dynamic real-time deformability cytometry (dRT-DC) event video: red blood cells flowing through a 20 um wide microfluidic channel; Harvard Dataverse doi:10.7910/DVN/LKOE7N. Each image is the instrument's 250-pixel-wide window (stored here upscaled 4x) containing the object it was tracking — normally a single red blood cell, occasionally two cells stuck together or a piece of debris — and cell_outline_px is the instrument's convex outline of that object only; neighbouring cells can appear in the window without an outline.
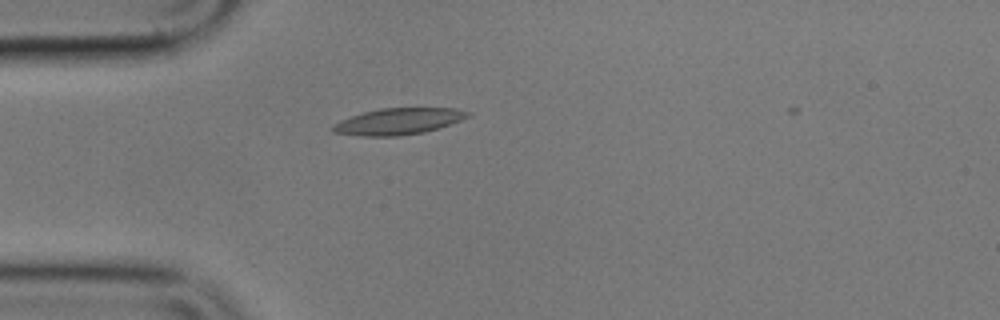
{"species": "common noctule bat (a hibernating species)", "species_latin": "Nyctalus noctula", "temperature_condition": "cold", "stored_images_in_passage": 44, "camera_frame_rate_fps": 3000, "um_per_image_px": 0.085, "animal": {"sex": "male", "body_mass_g": 17.9}, "frame": {"image": 1, "passage_image": 5, "time_ms": 1.333, "image_size_px": [1000, 320], "cell_outline_px": [[472, 112], [468, 116], [460, 120], [424, 132], [400, 136], [360, 136], [332, 132], [332, 124], [352, 116], [364, 112], [380, 108], [456, 108]], "centroid_in_image_um": [33.84, 10.31], "position_along_channel_um": 51.2, "area_um2": 20.58}}
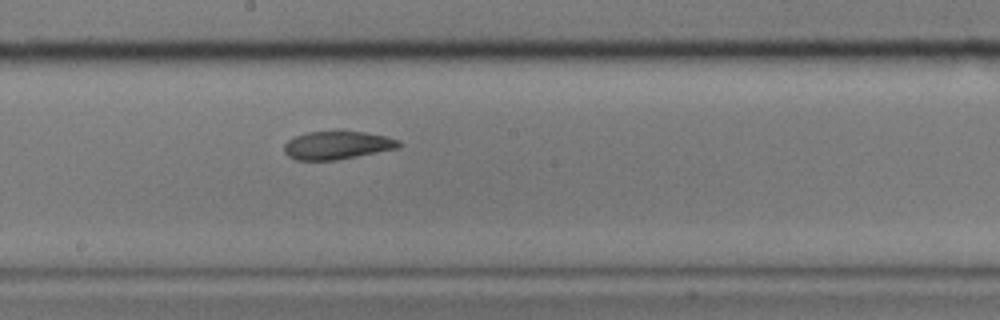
{"frame": {"image": 2, "passage_image": 20, "time_ms": 6.333, "image_size_px": [1000, 320], "cell_outline_px": [[404, 144], [400, 148], [336, 160], [296, 160], [288, 156], [284, 152], [284, 144], [288, 140], [296, 136], [308, 132], [336, 128], [340, 128], [364, 132], [384, 136], [400, 140]], "centroid_in_image_um": [28.69, 12.3], "position_along_channel_um": 219.5, "area_um2": 19.59}}
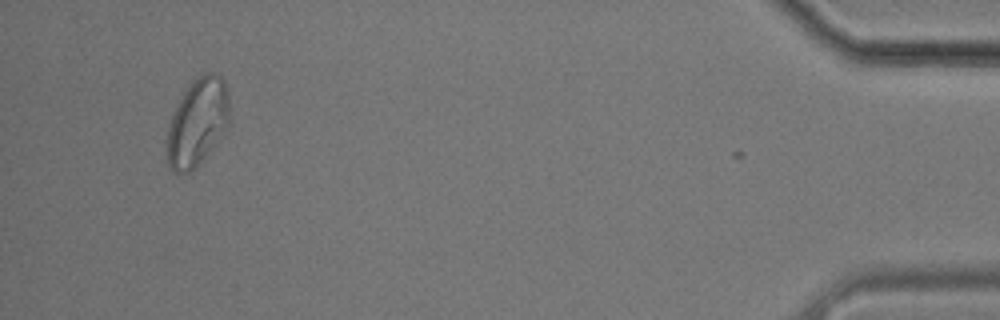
{"frame": {"image": 3, "passage_image": 43, "time_ms": 14.0, "image_size_px": [1000, 320], "cell_outline_px": [[228, 128], [212, 148], [188, 172], [172, 172], [168, 164], [164, 140], [172, 116], [188, 84], [200, 72], [216, 72], [224, 80], [228, 88]], "centroid_in_image_um": [16.77, 10.34], "position_along_channel_um": 418.4, "area_um2": 31.96}, "authors_computed_cell_mechanics": {"area_um2": 20.1144, "velocity_mm_per_s": 3.5622, "shape_relaxation_time_tau1_ms": null, "shape_relaxation_time_tau2_ms": 3.5695, "deformation_change_tau1": null, "deformation_change_tau2": 0.0955}}